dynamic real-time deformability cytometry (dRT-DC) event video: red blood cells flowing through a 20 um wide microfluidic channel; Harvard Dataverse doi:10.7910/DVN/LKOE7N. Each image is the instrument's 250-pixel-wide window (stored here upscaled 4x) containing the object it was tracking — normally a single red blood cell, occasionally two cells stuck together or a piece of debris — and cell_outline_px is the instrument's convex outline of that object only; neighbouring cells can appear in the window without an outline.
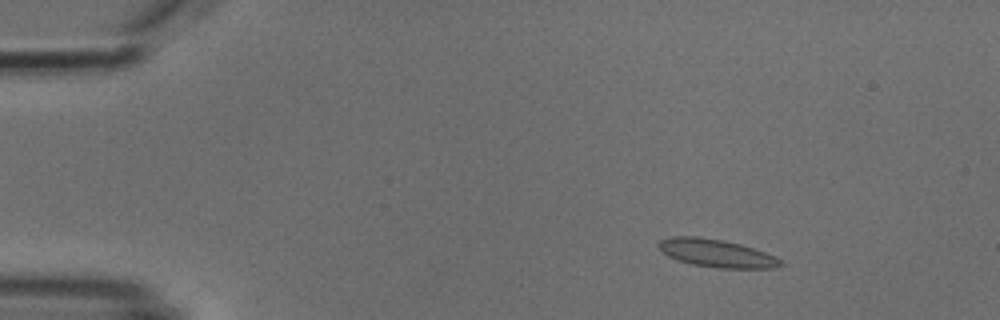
{"species": "common noctule bat (a hibernating species)", "species_latin": "Nyctalus noctula", "temperature_condition": "cold", "stored_images_in_passage": 4, "camera_frame_rate_fps": 3000, "um_per_image_px": 0.085, "animal": {"sex": "male", "body_mass_g": 18.8}, "frame": {"image": 1, "passage_image": 2, "time_ms": 2.0, "image_size_px": [1000, 320], "cell_outline_px": [[784, 264], [776, 268], [720, 268], [692, 264], [676, 260], [668, 256], [656, 244], [660, 240], [672, 236], [696, 236], [724, 240], [740, 244], [764, 252], [780, 260]], "centroid_in_image_um": [60.86, 21.52], "position_along_channel_um": 24.1, "area_um2": 19.65}}